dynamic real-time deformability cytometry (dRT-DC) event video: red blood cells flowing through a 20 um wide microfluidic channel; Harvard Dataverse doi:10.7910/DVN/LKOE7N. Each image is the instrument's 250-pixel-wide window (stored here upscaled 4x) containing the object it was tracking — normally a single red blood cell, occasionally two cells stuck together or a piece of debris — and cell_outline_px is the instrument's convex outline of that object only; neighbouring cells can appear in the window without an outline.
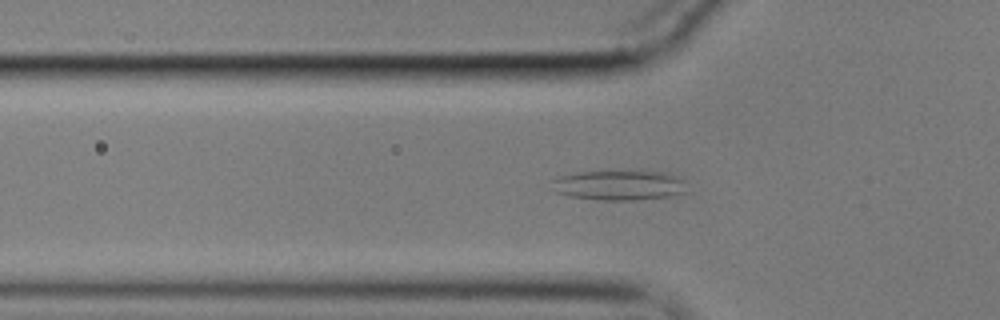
{"species": "common noctule bat (a hibernating species)", "species_latin": "Nyctalus noctula", "temperature_condition": "cold", "stored_images_in_passage": 58, "camera_frame_rate_fps": 3000, "um_per_image_px": 0.085, "animal": {"sex": "male", "body_mass_g": 17.9}, "frame": {"image": 1, "passage_image": 19, "time_ms": 6.0, "image_size_px": [1000, 320], "cell_outline_px": [[688, 192], [672, 196], [632, 200], [600, 200], [572, 196], [556, 192], [552, 180], [560, 176], [576, 172], [668, 172], [684, 180]], "centroid_in_image_um": [52.69, 15.75], "position_along_channel_um": 73.1, "area_um2": 23.29}}
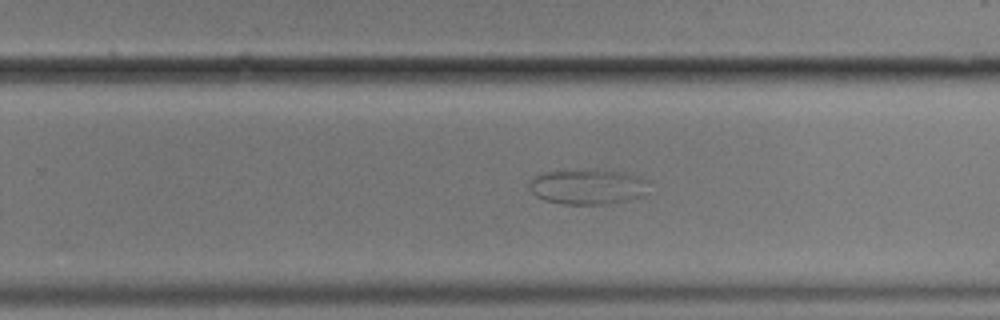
{"frame": {"image": 2, "passage_image": 37, "time_ms": 12.0, "image_size_px": [1000, 320], "cell_outline_px": [[648, 192], [644, 196], [604, 204], [560, 204], [544, 200], [536, 196], [532, 192], [528, 184], [540, 172], [592, 168], [624, 172], [640, 176], [648, 180]], "centroid_in_image_um": [49.97, 15.84], "position_along_channel_um": 279.8, "area_um2": 25.09}}
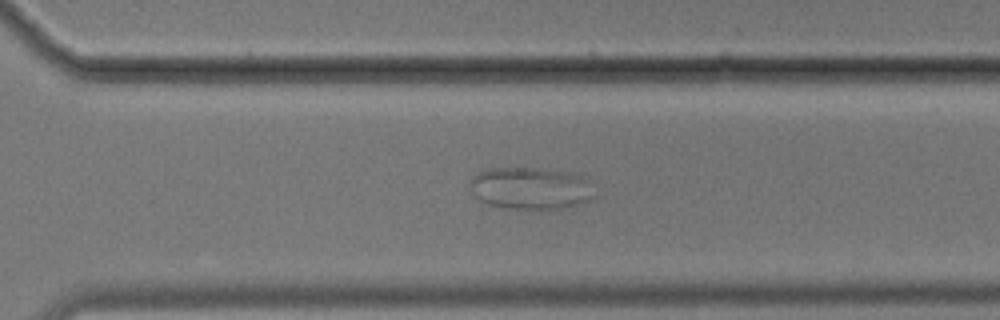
{"frame": {"image": 3, "passage_image": 41, "time_ms": 13.333, "image_size_px": [1000, 320], "cell_outline_px": [[596, 196], [592, 200], [580, 204], [564, 208], [504, 208], [488, 204], [480, 200], [472, 192], [468, 184], [468, 180], [476, 172], [488, 168], [540, 168], [568, 172], [588, 176]], "centroid_in_image_um": [45.13, 15.98], "position_along_channel_um": 325.5, "area_um2": 31.15}}